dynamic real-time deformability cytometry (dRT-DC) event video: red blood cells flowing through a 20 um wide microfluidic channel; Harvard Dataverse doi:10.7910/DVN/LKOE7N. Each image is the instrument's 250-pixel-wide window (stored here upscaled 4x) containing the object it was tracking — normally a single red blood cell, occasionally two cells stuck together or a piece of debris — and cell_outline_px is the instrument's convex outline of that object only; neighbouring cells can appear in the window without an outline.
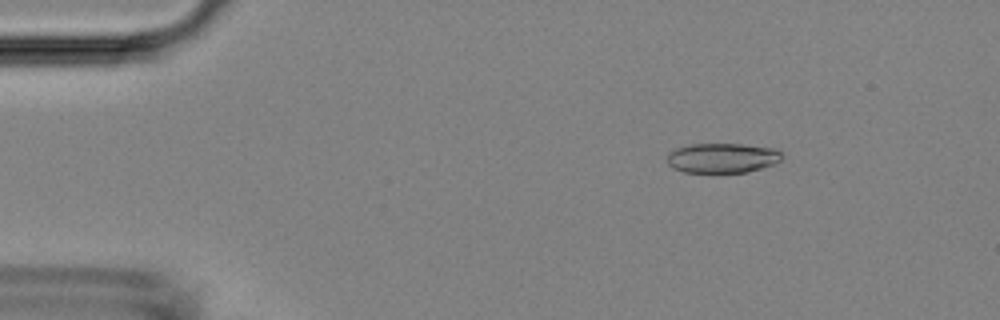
{"species": "Egyptian fruit bat (a non-hibernating species)", "species_latin": "Rousettus aegyptiacus", "temperature_condition": "room temperature", "stored_images_in_passage": 5, "camera_frame_rate_fps": 3000, "um_per_image_px": 0.085, "animal": {"sex": "female"}, "frame": {"image": 1, "passage_image": 2, "time_ms": 1.667, "image_size_px": [1000, 320], "cell_outline_px": [[784, 156], [776, 164], [748, 172], [684, 172], [672, 168], [668, 164], [668, 152], [676, 148], [692, 144], [740, 144], [776, 148]], "centroid_in_image_um": [61.42, 13.43], "position_along_channel_um": 23.6, "area_um2": 20.06}}